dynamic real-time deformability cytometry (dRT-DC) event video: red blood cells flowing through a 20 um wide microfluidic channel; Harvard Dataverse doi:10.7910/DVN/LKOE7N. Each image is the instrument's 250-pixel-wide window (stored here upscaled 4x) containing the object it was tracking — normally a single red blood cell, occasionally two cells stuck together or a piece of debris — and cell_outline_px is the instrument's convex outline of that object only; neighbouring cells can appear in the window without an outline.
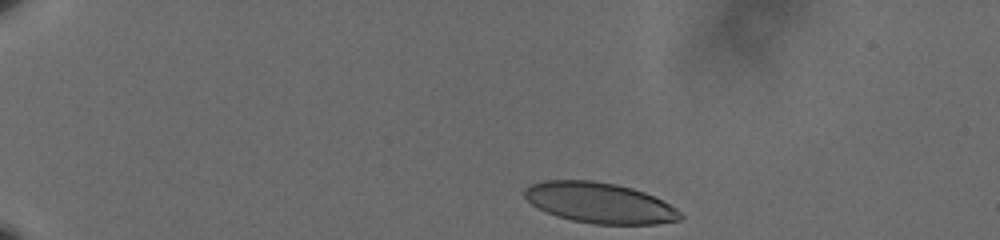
{"species": "human", "species_latin": "Homo sapiens", "temperature_condition": "cold", "stored_images_in_passage": 43, "camera_frame_rate_fps": 3000, "um_per_image_px": 0.085, "donor": {"sex": "male"}, "frame": {"image": 1, "passage_image": 1, "time_ms": 0.0, "image_size_px": [1000, 240], "cell_outline_px": [[684, 216], [680, 220], [656, 224], [592, 224], [572, 220], [556, 216], [536, 208], [524, 196], [524, 188], [528, 184], [544, 180], [592, 180], [616, 184], [632, 188], [644, 192], [676, 208]], "centroid_in_image_um": [50.92, 17.24], "position_along_channel_um": 34.1, "area_um2": 36.93}}
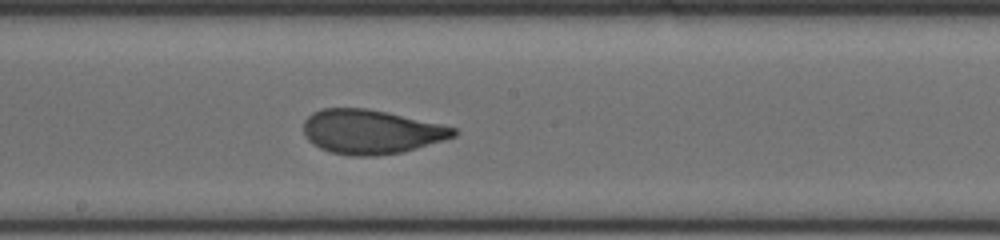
{"frame": {"image": 2, "passage_image": 24, "time_ms": 7.667, "image_size_px": [1000, 240], "cell_outline_px": [[460, 132], [456, 136], [444, 140], [404, 152], [376, 156], [352, 156], [332, 152], [320, 148], [308, 140], [304, 136], [304, 120], [312, 112], [324, 108], [368, 108], [388, 112], [440, 124], [456, 128]], "centroid_in_image_um": [31.55, 11.2], "position_along_channel_um": 216.6, "area_um2": 38.84}}
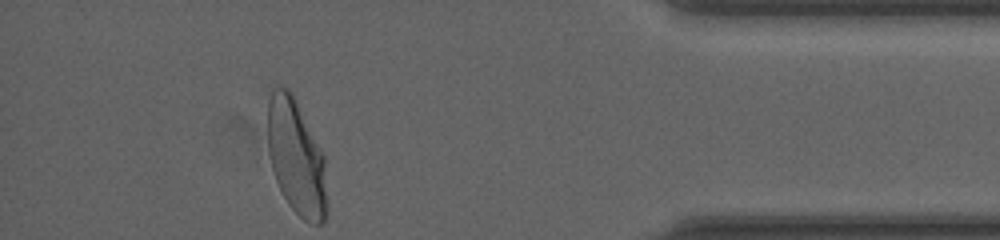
{"frame": {"image": 3, "passage_image": 43, "time_ms": 14.0, "image_size_px": [1000, 240], "cell_outline_px": [[324, 220], [320, 224], [312, 224], [304, 220], [288, 204], [276, 180], [272, 168], [268, 152], [268, 100], [272, 88], [288, 88], [292, 92], [324, 156]], "centroid_in_image_um": [25.13, 13.31], "position_along_channel_um": 410.1, "area_um2": 38.84}, "authors_computed_cell_mechanics": {"area_um2": 38.2636, "velocity_mm_per_s": 3.5843, "shape_relaxation_time_tau1_ms": 5.0353, "shape_relaxation_time_tau2_ms": null, "deformation_change_tau1": 0.1705, "deformation_change_tau2": null}}